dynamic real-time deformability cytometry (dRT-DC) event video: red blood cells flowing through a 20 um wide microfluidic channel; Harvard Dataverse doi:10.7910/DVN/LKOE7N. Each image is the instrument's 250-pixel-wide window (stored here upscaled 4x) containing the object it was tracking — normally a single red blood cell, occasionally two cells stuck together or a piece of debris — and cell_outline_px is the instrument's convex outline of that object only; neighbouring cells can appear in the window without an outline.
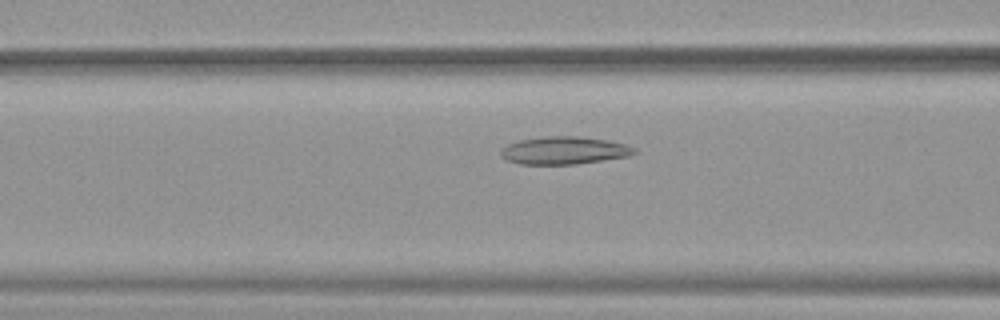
{"species": "common noctule bat (a hibernating species)", "species_latin": "Nyctalus noctula", "temperature_condition": "warm", "stored_images_in_passage": 52, "camera_frame_rate_fps": 3000, "um_per_image_px": 0.085, "animal": {"sex": "female", "body_mass_g": 19.9}, "frame": {"image": 1, "passage_image": 21, "time_ms": 6.667, "image_size_px": [1000, 320], "cell_outline_px": [[636, 152], [628, 156], [576, 164], [520, 164], [508, 160], [500, 156], [500, 148], [508, 144], [520, 140], [548, 136], [576, 136], [608, 140], [624, 144], [636, 148]], "centroid_in_image_um": [47.92, 12.79], "position_along_channel_um": 118.7, "area_um2": 21.39}}
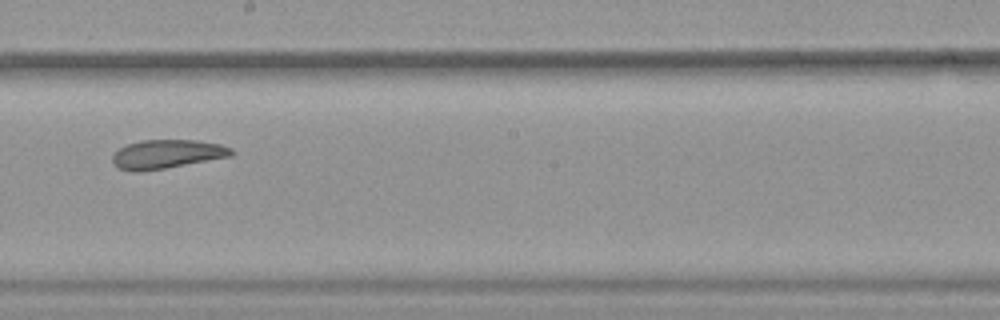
{"frame": {"image": 2, "passage_image": 30, "time_ms": 9.667, "image_size_px": [1000, 320], "cell_outline_px": [[236, 152], [232, 156], [164, 168], [140, 172], [132, 172], [120, 168], [112, 160], [112, 156], [120, 148], [128, 144], [140, 140], [196, 140], [220, 144], [232, 148]], "centroid_in_image_um": [14.22, 13.09], "position_along_channel_um": 234.0, "area_um2": 19.88}}
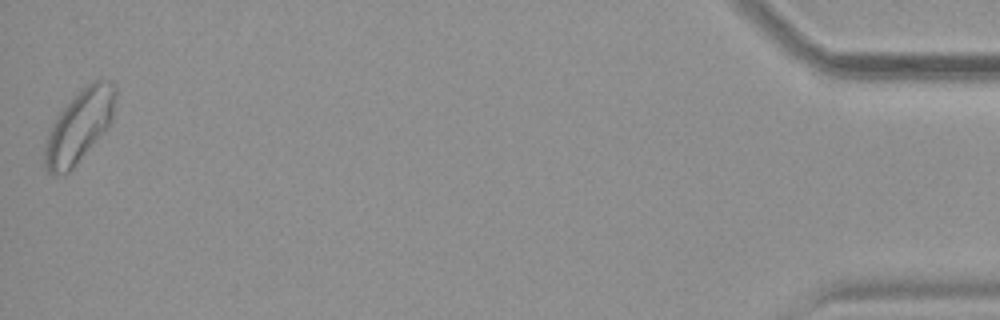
{"frame": {"image": 3, "passage_image": 52, "time_ms": 17.0, "image_size_px": [1000, 320], "cell_outline_px": [[116, 100], [112, 116], [108, 128], [72, 168], [68, 172], [56, 176], [52, 176], [44, 168], [44, 152], [48, 136], [52, 124], [56, 116], [76, 92], [80, 88], [104, 76], [112, 80], [116, 84]], "centroid_in_image_um": [6.76, 10.67], "position_along_channel_um": 428.4, "area_um2": 30.06}, "authors_computed_cell_mechanics": {"area_um2": 24.3049, "velocity_mm_per_s": 3.8605, "shape_relaxation_time_tau1_ms": null, "shape_relaxation_time_tau2_ms": 4.5146, "deformation_change_tau1": null, "deformation_change_tau2": 0.1138}}